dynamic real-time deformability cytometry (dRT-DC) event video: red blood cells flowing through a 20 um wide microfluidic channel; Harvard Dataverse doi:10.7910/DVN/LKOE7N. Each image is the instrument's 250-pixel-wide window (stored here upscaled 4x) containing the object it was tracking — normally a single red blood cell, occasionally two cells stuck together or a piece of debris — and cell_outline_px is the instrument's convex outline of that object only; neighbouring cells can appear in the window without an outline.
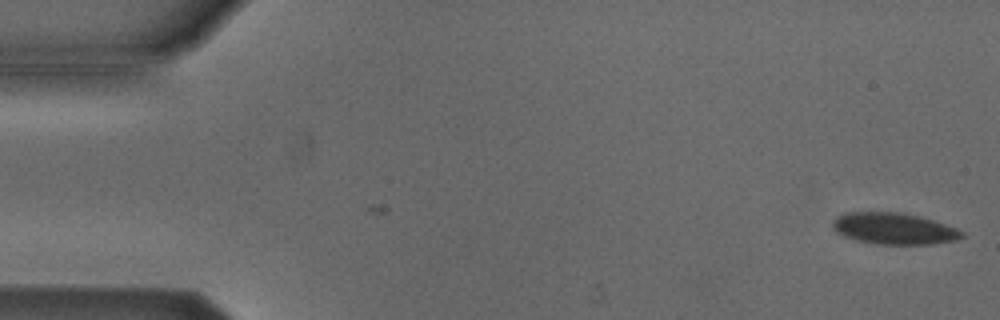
{"species": "Egyptian fruit bat (a non-hibernating species)", "species_latin": "Rousettus aegyptiacus", "temperature_condition": "cold", "stored_images_in_passage": 3, "camera_frame_rate_fps": 3000, "um_per_image_px": 0.085, "animal": {"sex": "male"}, "frame": {"image": 1, "passage_image": 3, "time_ms": 0.667, "image_size_px": [1000, 320], "cell_outline_px": [[964, 236], [956, 240], [932, 244], [876, 244], [856, 240], [844, 236], [836, 232], [832, 228], [832, 220], [836, 216], [844, 212], [896, 212], [916, 216], [932, 220], [956, 228], [964, 232]], "centroid_in_image_um": [75.93, 19.43], "position_along_channel_um": 9.1, "area_um2": 23.64}}